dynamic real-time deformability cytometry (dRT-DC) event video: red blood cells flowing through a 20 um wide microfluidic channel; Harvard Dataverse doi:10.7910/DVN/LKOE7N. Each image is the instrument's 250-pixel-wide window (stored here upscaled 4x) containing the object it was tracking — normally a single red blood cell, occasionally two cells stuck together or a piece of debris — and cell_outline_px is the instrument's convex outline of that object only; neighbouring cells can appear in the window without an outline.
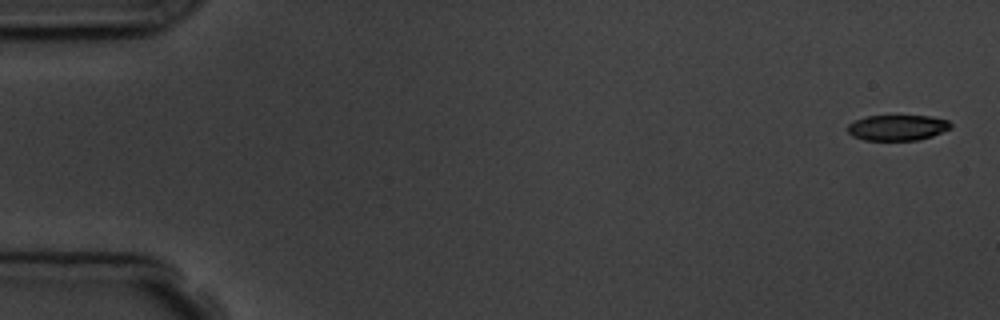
{"species": "common noctule bat (a hibernating species)", "species_latin": "Nyctalus noctula", "temperature_condition": "room temperature", "stored_images_in_passage": 15, "camera_frame_rate_fps": 3000, "um_per_image_px": 0.085, "animal": {"sex": "male", "body_mass_g": 19.5, "forearm_length_mm": 54.6}, "frame": {"image": 1, "passage_image": 1, "time_ms": 0.0, "image_size_px": [1000, 320], "cell_outline_px": [[952, 128], [932, 136], [916, 140], [864, 140], [852, 136], [848, 132], [848, 124], [856, 120], [868, 116], [928, 116], [948, 120], [952, 124]], "centroid_in_image_um": [76.29, 10.85], "position_along_channel_um": 8.7, "area_um2": 15.32}}
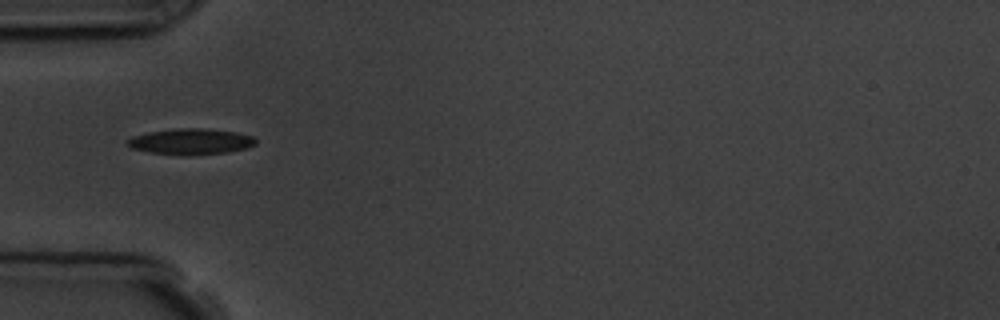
{"frame": {"image": 2, "passage_image": 5, "time_ms": 5.333, "image_size_px": [1000, 320], "cell_outline_px": [[256, 144], [248, 148], [228, 152], [188, 156], [184, 156], [148, 152], [132, 148], [124, 144], [124, 140], [132, 136], [148, 132], [176, 128], [204, 128], [236, 132], [252, 136], [256, 140]], "centroid_in_image_um": [16.17, 12.04], "position_along_channel_um": 68.8, "area_um2": 19.77}}
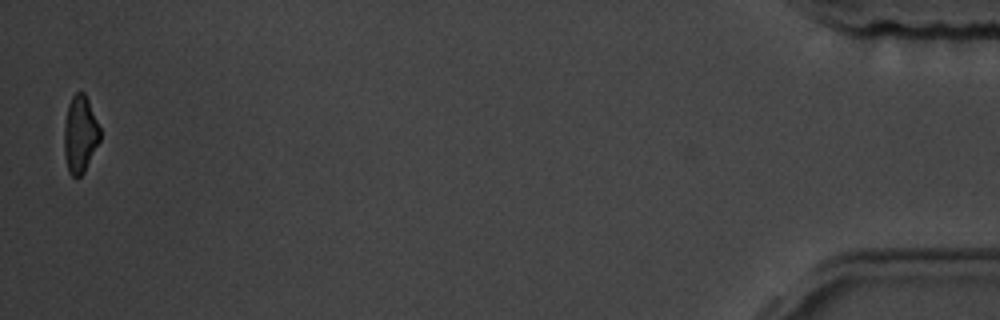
{"frame": {"image": 3, "passage_image": 15, "time_ms": 17.333, "image_size_px": [1000, 320], "cell_outline_px": [[100, 140], [84, 172], [76, 180], [68, 172], [64, 156], [64, 124], [68, 104], [72, 96], [76, 92], [84, 92], [88, 100], [100, 128]], "centroid_in_image_um": [6.79, 11.44], "position_along_channel_um": 428.4, "area_um2": 16.24}, "authors_computed_cell_mechanics": {"area_um2": 17.8602, "velocity_mm_per_s": 3.7804, "shape_relaxation_time_tau1_ms": 6.0377, "shape_relaxation_time_tau2_ms": 4.8787, "deformation_change_tau1": 0.1331, "deformation_change_tau2": 0.1182}}